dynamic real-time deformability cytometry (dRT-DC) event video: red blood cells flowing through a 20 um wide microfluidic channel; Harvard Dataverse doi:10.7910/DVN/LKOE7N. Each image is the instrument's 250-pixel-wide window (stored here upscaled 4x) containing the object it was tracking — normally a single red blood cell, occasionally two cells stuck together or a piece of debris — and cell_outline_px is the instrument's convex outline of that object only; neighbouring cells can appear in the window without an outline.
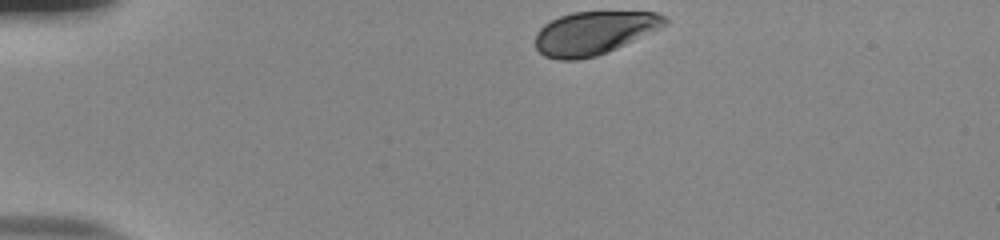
{"species": "human", "species_latin": "Homo sapiens", "temperature_condition": "room temperature", "stored_images_in_passage": 36, "camera_frame_rate_fps": 3000, "um_per_image_px": 0.085, "donor": {"sex": "male"}, "frame": {"image": 1, "passage_image": 1, "time_ms": 0.0, "image_size_px": [1000, 240], "cell_outline_px": [[668, 24], [660, 28], [608, 52], [596, 56], [576, 60], [560, 60], [544, 56], [536, 48], [536, 32], [544, 24], [560, 16], [572, 12], [656, 12], [668, 16]], "centroid_in_image_um": [50.5, 2.8], "position_along_channel_um": 34.5, "area_um2": 32.6}}
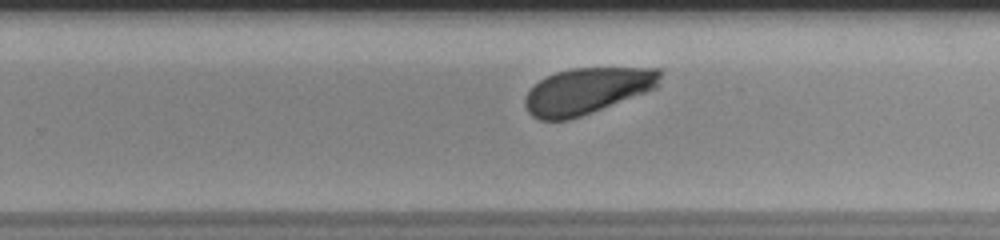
{"frame": {"image": 2, "passage_image": 26, "time_ms": 8.333, "image_size_px": [1000, 240], "cell_outline_px": [[664, 72], [660, 84], [656, 88], [592, 112], [568, 120], [540, 120], [532, 116], [528, 112], [524, 104], [524, 96], [540, 80], [556, 72], [572, 68], [660, 68]], "centroid_in_image_um": [49.93, 7.71], "position_along_channel_um": 279.9, "area_um2": 36.3}}
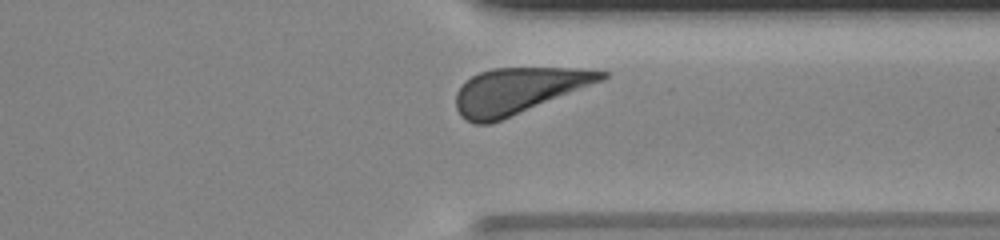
{"frame": {"image": 3, "passage_image": 33, "time_ms": 10.667, "image_size_px": [1000, 240], "cell_outline_px": [[608, 76], [604, 80], [492, 124], [472, 124], [460, 116], [456, 108], [456, 92], [464, 80], [480, 72], [492, 68], [584, 68], [608, 72]], "centroid_in_image_um": [44.03, 7.72], "position_along_channel_um": 367.4, "area_um2": 39.19}, "authors_computed_cell_mechanics": {"area_um2": 37.3388, "velocity_mm_per_s": 3.7228, "shape_relaxation_time_tau1_ms": 1.8604, "shape_relaxation_time_tau2_ms": null, "deformation_change_tau1": 0.1112, "deformation_change_tau2": null}}